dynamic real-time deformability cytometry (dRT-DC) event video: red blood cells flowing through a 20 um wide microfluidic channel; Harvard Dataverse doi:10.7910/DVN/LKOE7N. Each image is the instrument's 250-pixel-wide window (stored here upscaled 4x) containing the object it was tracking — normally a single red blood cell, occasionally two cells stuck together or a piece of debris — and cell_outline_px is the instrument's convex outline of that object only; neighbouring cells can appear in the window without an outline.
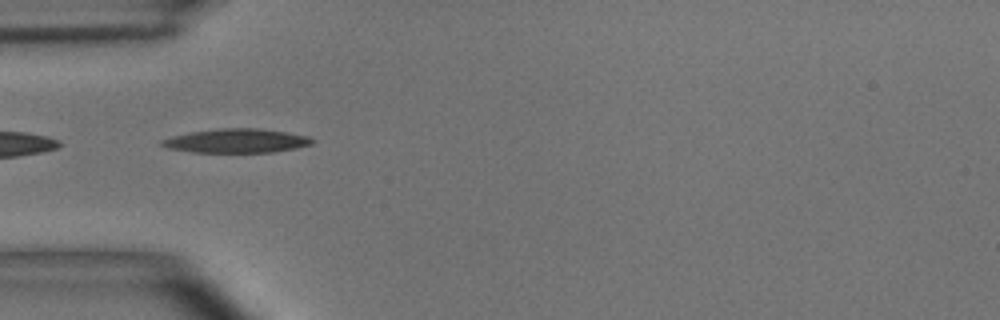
{"species": "common noctule bat (a hibernating species)", "species_latin": "Nyctalus noctula", "temperature_condition": "room temperature", "stored_images_in_passage": 7, "camera_frame_rate_fps": 3000, "um_per_image_px": 0.085, "animal": {"sex": "male", "body_mass_g": 15.6}, "frame": {"image": 1, "passage_image": 1, "time_ms": 0.0, "image_size_px": [1000, 320], "cell_outline_px": [[316, 140], [312, 144], [296, 148], [272, 152], [192, 152], [168, 148], [160, 144], [160, 140], [172, 136], [192, 132], [216, 128], [260, 128], [308, 136]], "centroid_in_image_um": [20.11, 11.96], "position_along_channel_um": 64.9, "area_um2": 20.98}}
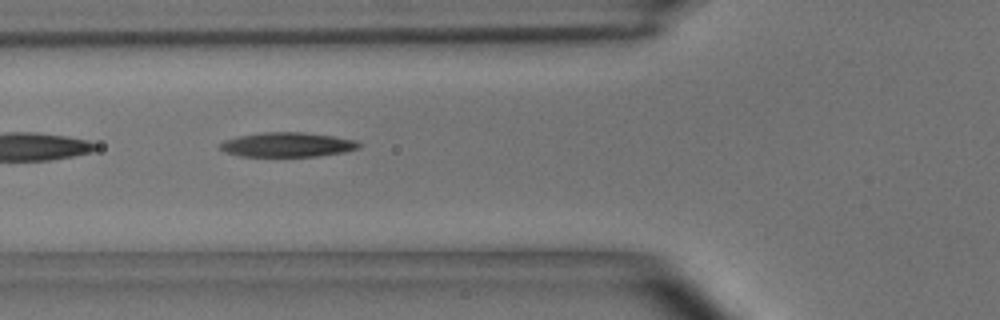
{"frame": {"image": 2, "passage_image": 4, "time_ms": 1.0, "image_size_px": [1000, 320], "cell_outline_px": [[360, 148], [344, 152], [320, 156], [240, 156], [228, 152], [220, 148], [220, 144], [224, 140], [240, 136], [264, 132], [304, 132], [332, 136], [356, 140], [360, 144]], "centroid_in_image_um": [24.47, 12.29], "position_along_channel_um": 101.3, "area_um2": 19.65}}